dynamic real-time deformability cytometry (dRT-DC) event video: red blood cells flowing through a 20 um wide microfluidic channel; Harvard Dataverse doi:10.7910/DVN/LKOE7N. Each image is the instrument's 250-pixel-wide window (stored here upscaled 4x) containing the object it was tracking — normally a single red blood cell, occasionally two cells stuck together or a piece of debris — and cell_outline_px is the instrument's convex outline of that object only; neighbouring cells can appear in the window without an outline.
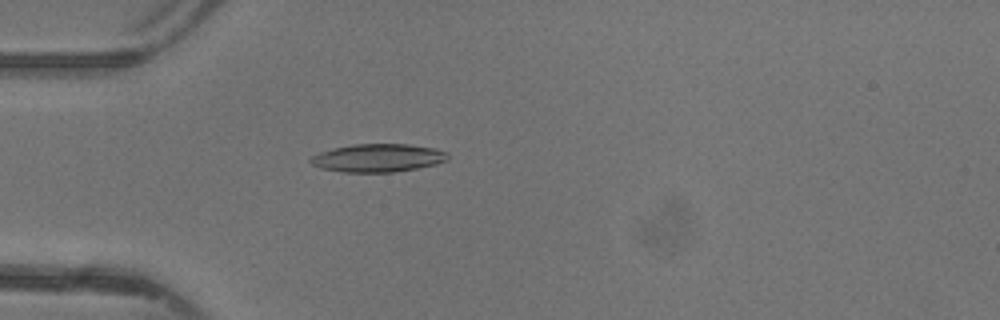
{"species": "common noctule bat (a hibernating species)", "species_latin": "Nyctalus noctula", "temperature_condition": "warm", "stored_images_in_passage": 47, "camera_frame_rate_fps": 3000, "um_per_image_px": 0.085, "animal": {"sex": "female"}, "frame": {"image": 1, "passage_image": 14, "time_ms": 4.333, "image_size_px": [1000, 320], "cell_outline_px": [[448, 160], [436, 164], [416, 168], [392, 172], [340, 172], [320, 168], [312, 164], [308, 160], [312, 156], [320, 152], [332, 148], [352, 144], [408, 144], [432, 148], [448, 152]], "centroid_in_image_um": [32.09, 13.42], "position_along_channel_um": 52.9, "area_um2": 22.48}}
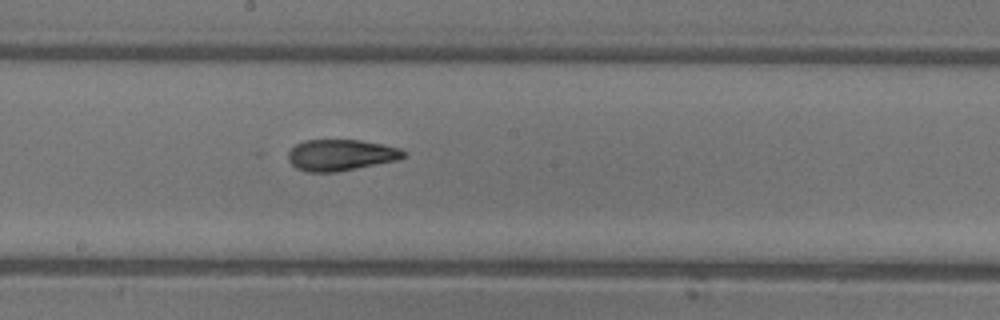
{"frame": {"image": 2, "passage_image": 26, "time_ms": 8.333, "image_size_px": [1000, 320], "cell_outline_px": [[408, 156], [400, 160], [336, 172], [308, 172], [296, 168], [288, 160], [288, 152], [296, 144], [304, 140], [360, 140], [384, 144], [400, 148], [408, 152]], "centroid_in_image_um": [29.03, 13.18], "position_along_channel_um": 219.2, "area_um2": 21.33}}
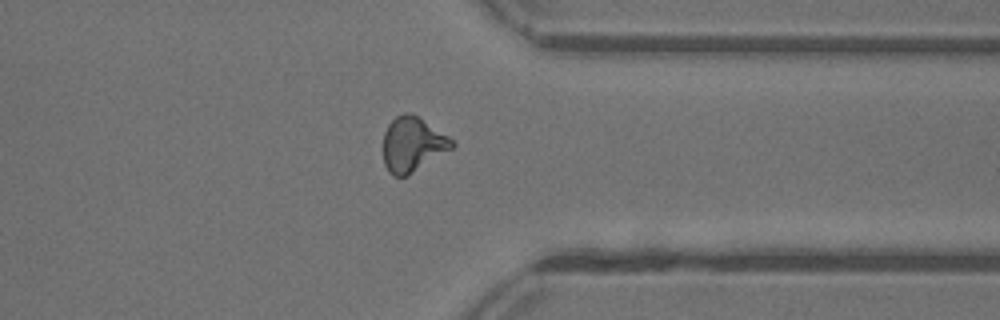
{"frame": {"image": 3, "passage_image": 37, "time_ms": 12.0, "image_size_px": [1000, 320], "cell_outline_px": [[456, 144], [452, 148], [408, 176], [392, 176], [388, 172], [384, 164], [384, 132], [388, 124], [396, 116], [404, 112], [416, 116], [448, 136]], "centroid_in_image_um": [35.04, 12.3], "position_along_channel_um": 376.4, "area_um2": 21.62}, "authors_computed_cell_mechanics": {"area_um2": 21.2704, "velocity_mm_per_s": 4.3878, "shape_relaxation_time_tau1_ms": 3.8487, "shape_relaxation_time_tau2_ms": 1.9281, "deformation_change_tau1": 0.1897, "deformation_change_tau2": 0.1069}}